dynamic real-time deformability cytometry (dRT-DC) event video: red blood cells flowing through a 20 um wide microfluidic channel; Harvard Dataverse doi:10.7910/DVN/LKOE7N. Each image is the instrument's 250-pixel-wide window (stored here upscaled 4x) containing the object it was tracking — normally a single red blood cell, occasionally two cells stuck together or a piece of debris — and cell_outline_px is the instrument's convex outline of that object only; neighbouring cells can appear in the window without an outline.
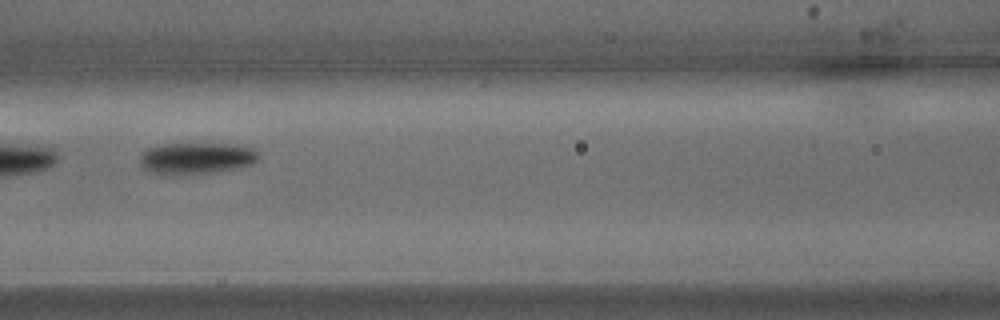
{"species": "common noctule bat (a hibernating species)", "species_latin": "Nyctalus noctula", "temperature_condition": "warm", "stored_images_in_passage": 30, "camera_frame_rate_fps": 3000, "um_per_image_px": 0.085, "animal": {"sex": "male", "body_mass_g": 15.6}, "frame": {"image": 1, "passage_image": 11, "time_ms": 3.333, "image_size_px": [1000, 320], "cell_outline_px": [[260, 156], [252, 164], [240, 168], [216, 172], [176, 176], [168, 176], [152, 172], [140, 168], [140, 152], [148, 148], [160, 144], [236, 144], [252, 148], [260, 152]], "centroid_in_image_um": [16.67, 13.47], "position_along_channel_um": 149.9, "area_um2": 22.48}}
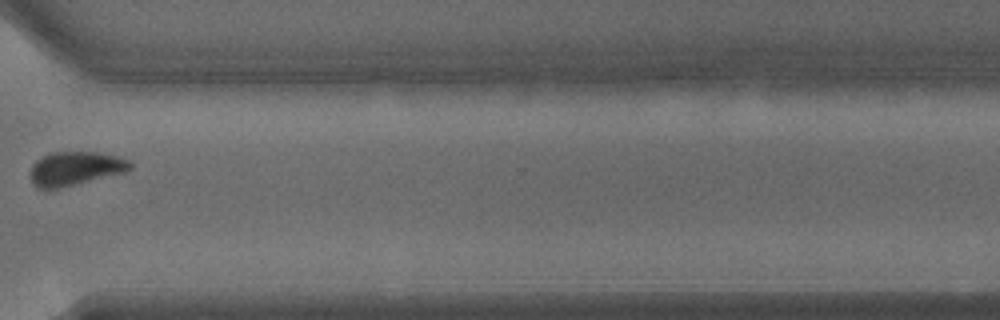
{"frame": {"image": 2, "passage_image": 22, "time_ms": 7.0, "image_size_px": [1000, 320], "cell_outline_px": [[132, 168], [124, 172], [60, 188], [36, 188], [32, 184], [28, 172], [32, 164], [36, 160], [48, 152], [96, 152], [116, 156], [128, 160], [132, 164]], "centroid_in_image_um": [6.32, 14.32], "position_along_channel_um": 364.3, "area_um2": 19.77}}
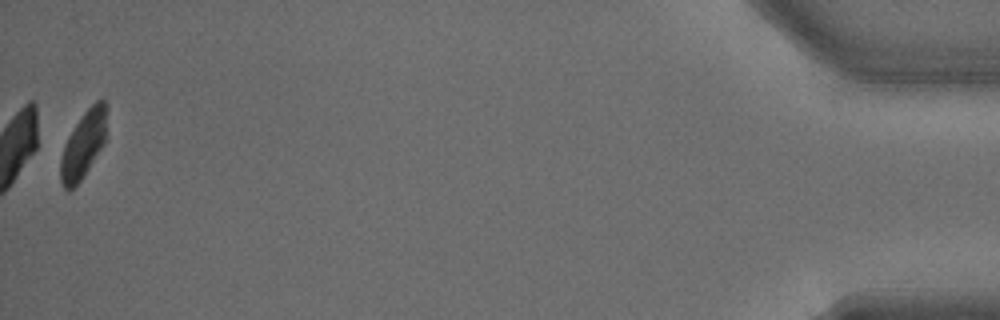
{"frame": {"image": 3, "passage_image": 30, "time_ms": 9.667, "image_size_px": [1000, 320], "cell_outline_px": [[108, 104], [104, 144], [80, 180], [68, 192], [64, 188], [60, 180], [60, 160], [64, 144], [68, 136], [84, 112], [96, 100], [104, 100]], "centroid_in_image_um": [7.09, 12.26], "position_along_channel_um": 428.1, "area_um2": 17.92}}